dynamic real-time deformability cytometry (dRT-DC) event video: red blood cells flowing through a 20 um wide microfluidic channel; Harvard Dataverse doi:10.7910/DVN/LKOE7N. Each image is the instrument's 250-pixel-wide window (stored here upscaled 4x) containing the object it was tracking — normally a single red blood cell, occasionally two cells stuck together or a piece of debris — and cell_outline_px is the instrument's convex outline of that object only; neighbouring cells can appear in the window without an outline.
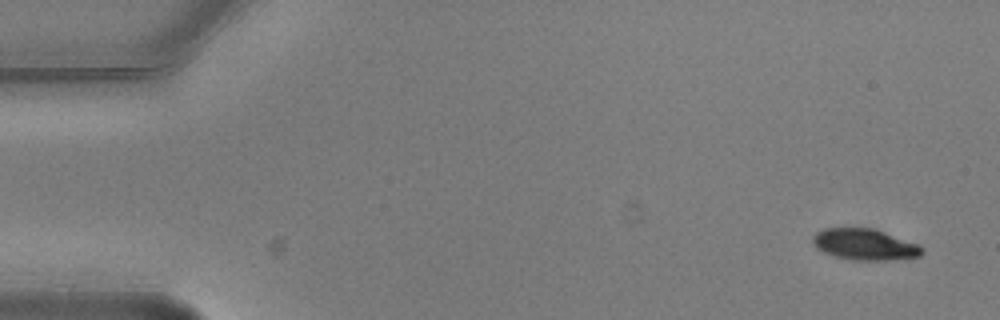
{"species": "common noctule bat (a hibernating species)", "species_latin": "Nyctalus noctula", "temperature_condition": "warm", "stored_images_in_passage": 4, "camera_frame_rate_fps": 3000, "um_per_image_px": 0.085, "animal": {"sex": "male", "body_mass_g": 20.5, "forearm_length_mm": 52.5}, "frame": {"image": 1, "passage_image": 1, "time_ms": 0.0, "image_size_px": [1000, 320], "cell_outline_px": [[924, 252], [920, 256], [888, 260], [852, 260], [832, 256], [816, 248], [812, 244], [812, 236], [816, 232], [824, 228], [876, 228], [920, 244], [924, 248]], "centroid_in_image_um": [73.51, 20.77], "position_along_channel_um": 11.5, "area_um2": 20.29}}
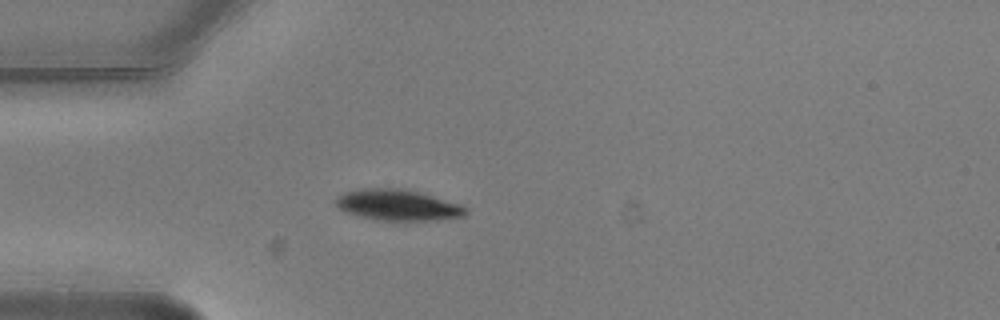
{"frame": {"image": 2, "passage_image": 4, "time_ms": 1.0, "image_size_px": [1000, 320], "cell_outline_px": [[468, 212], [464, 216], [436, 220], [384, 220], [360, 216], [348, 212], [340, 208], [336, 204], [336, 196], [344, 192], [360, 188], [404, 188], [420, 192], [464, 204], [468, 208]], "centroid_in_image_um": [33.88, 17.41], "position_along_channel_um": 51.1, "area_um2": 23.58}}